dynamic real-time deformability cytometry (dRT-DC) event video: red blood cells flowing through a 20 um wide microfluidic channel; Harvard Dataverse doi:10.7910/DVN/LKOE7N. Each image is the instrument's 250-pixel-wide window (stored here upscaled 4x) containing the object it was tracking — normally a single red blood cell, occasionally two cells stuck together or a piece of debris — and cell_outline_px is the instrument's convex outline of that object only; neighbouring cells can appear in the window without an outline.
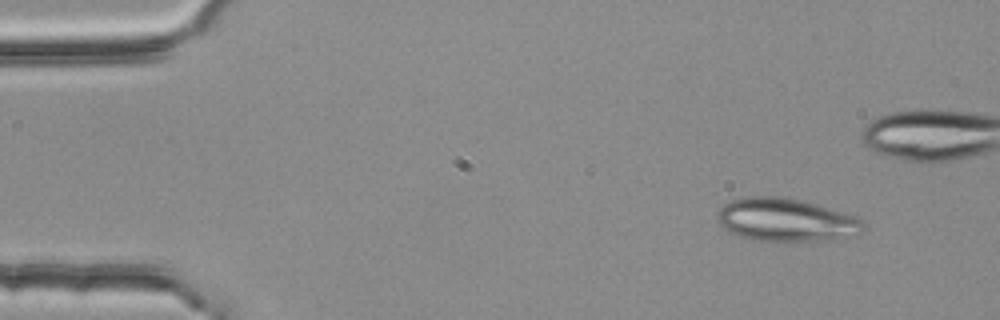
{"species": "common noctule bat (a hibernating species)", "species_latin": "Nyctalus noctula", "temperature_condition": "room temperature", "stored_images_in_passage": 4, "camera_frame_rate_fps": 3000, "um_per_image_px": 0.085, "animal": {"sex": "female", "body_mass_g": 25.1}, "frame": {"image": 1, "passage_image": 1, "time_ms": 0.0, "image_size_px": [1000, 320], "cell_outline_px": [[864, 228], [856, 236], [824, 240], [756, 240], [740, 236], [724, 228], [720, 224], [716, 216], [716, 212], [724, 204], [732, 200], [744, 196], [784, 196], [800, 200], [852, 216], [860, 220], [864, 224]], "centroid_in_image_um": [66.74, 18.68], "position_along_channel_um": 18.3, "area_um2": 36.01}}